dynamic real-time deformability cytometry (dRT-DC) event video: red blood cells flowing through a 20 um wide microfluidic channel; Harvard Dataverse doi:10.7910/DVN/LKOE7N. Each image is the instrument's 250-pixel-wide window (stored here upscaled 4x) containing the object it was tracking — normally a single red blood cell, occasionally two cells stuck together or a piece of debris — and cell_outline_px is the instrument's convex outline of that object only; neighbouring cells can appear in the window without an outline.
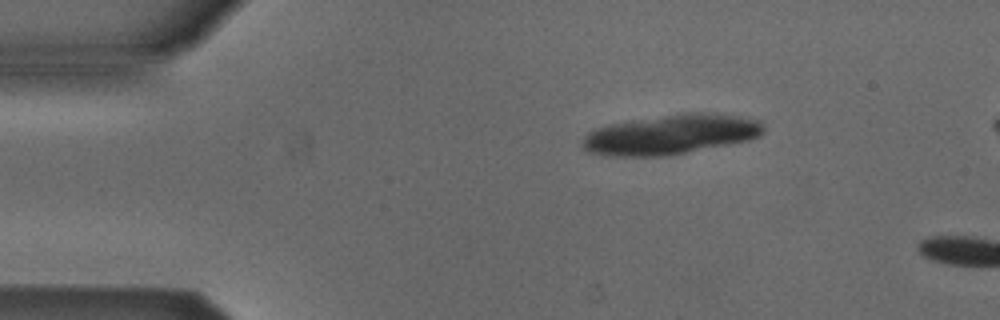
{"species": "Egyptian fruit bat (a non-hibernating species)", "species_latin": "Rousettus aegyptiacus", "temperature_condition": "cold", "stored_images_in_passage": 3, "camera_frame_rate_fps": 3000, "um_per_image_px": 0.085, "animal": {"sex": "male"}, "frame": {"image": 1, "passage_image": 1, "time_ms": 0.0, "image_size_px": [1000, 320], "cell_outline_px": [[764, 132], [760, 136], [748, 140], [668, 156], [604, 156], [588, 152], [584, 148], [584, 136], [588, 132], [596, 128], [608, 124], [680, 112], [716, 112], [740, 116], [760, 120], [764, 128]], "centroid_in_image_um": [57.04, 11.41], "position_along_channel_um": 28.0, "area_um2": 42.43}}